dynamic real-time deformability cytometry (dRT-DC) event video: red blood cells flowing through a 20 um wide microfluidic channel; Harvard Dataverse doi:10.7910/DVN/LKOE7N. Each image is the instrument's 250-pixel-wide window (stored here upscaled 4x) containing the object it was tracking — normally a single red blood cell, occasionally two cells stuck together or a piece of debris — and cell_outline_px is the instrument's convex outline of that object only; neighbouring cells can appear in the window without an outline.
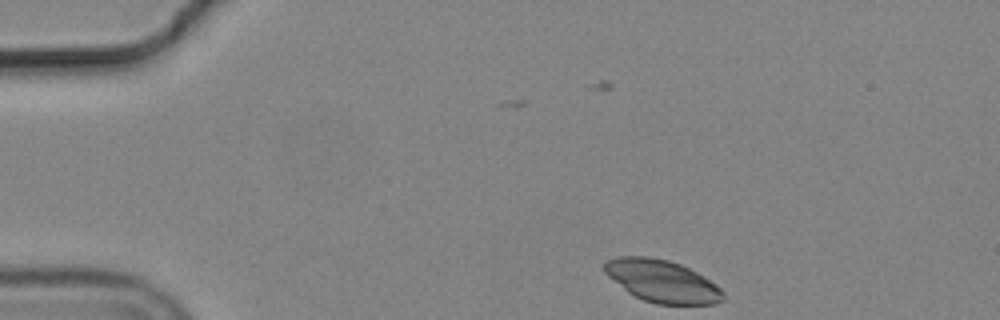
{"species": "common noctule bat (a hibernating species)", "species_latin": "Nyctalus noctula", "temperature_condition": "cold", "stored_images_in_passage": 3, "camera_frame_rate_fps": 3000, "um_per_image_px": 0.085, "animal": {"sex": "male", "body_mass_g": 19.2, "forearm_length_mm": 51.8}, "frame": {"image": 1, "passage_image": 3, "time_ms": 0.667, "image_size_px": [1000, 320], "cell_outline_px": [[724, 300], [716, 304], [656, 304], [644, 300], [628, 292], [608, 276], [604, 272], [604, 264], [608, 260], [620, 256], [648, 256], [668, 260], [680, 264], [704, 276], [716, 284], [724, 292]], "centroid_in_image_um": [56.3, 23.9], "position_along_channel_um": 28.7, "area_um2": 29.13}}